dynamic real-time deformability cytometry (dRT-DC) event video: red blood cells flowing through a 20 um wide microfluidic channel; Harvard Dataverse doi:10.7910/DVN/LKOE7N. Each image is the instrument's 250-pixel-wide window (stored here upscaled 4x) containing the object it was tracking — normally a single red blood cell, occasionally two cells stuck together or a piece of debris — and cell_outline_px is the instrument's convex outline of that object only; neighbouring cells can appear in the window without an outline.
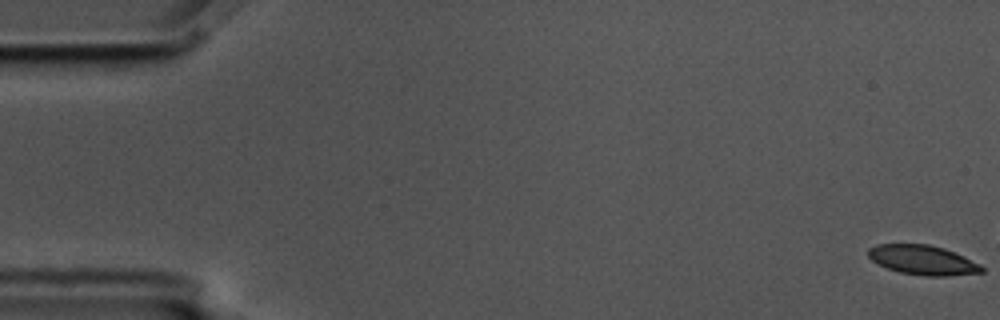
{"species": "common noctule bat (a hibernating species)", "species_latin": "Nyctalus noctula", "temperature_condition": "cold", "stored_images_in_passage": 15, "camera_frame_rate_fps": 3000, "um_per_image_px": 0.085, "animal": {"sex": "male", "body_mass_g": 17.5, "forearm_length_mm": 52.3}, "frame": {"image": 1, "passage_image": 1, "time_ms": 0.0, "image_size_px": [1000, 320], "cell_outline_px": [[984, 272], [948, 276], [924, 276], [900, 272], [888, 268], [872, 260], [868, 256], [868, 248], [876, 244], [928, 244], [944, 248], [964, 256], [980, 264], [984, 268]], "centroid_in_image_um": [78.45, 22.1], "position_along_channel_um": 6.5, "area_um2": 19.54}}